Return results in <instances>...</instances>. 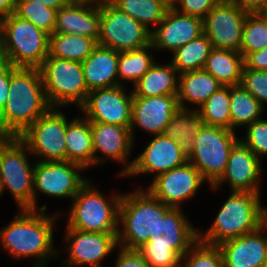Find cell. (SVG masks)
Masks as SVG:
<instances>
[{
  "label": "cell",
  "instance_id": "1",
  "mask_svg": "<svg viewBox=\"0 0 267 267\" xmlns=\"http://www.w3.org/2000/svg\"><path fill=\"white\" fill-rule=\"evenodd\" d=\"M60 212L47 215L46 211L19 209L15 218L0 228L2 250L16 261L27 257L34 259L33 267H47L64 250L55 247L53 236L55 221L66 214Z\"/></svg>",
  "mask_w": 267,
  "mask_h": 267
},
{
  "label": "cell",
  "instance_id": "2",
  "mask_svg": "<svg viewBox=\"0 0 267 267\" xmlns=\"http://www.w3.org/2000/svg\"><path fill=\"white\" fill-rule=\"evenodd\" d=\"M50 108L40 70L11 65L9 96L0 113V132L5 137H19Z\"/></svg>",
  "mask_w": 267,
  "mask_h": 267
},
{
  "label": "cell",
  "instance_id": "3",
  "mask_svg": "<svg viewBox=\"0 0 267 267\" xmlns=\"http://www.w3.org/2000/svg\"><path fill=\"white\" fill-rule=\"evenodd\" d=\"M182 208H171L137 251L150 267H181L183 255L198 241V230Z\"/></svg>",
  "mask_w": 267,
  "mask_h": 267
},
{
  "label": "cell",
  "instance_id": "4",
  "mask_svg": "<svg viewBox=\"0 0 267 267\" xmlns=\"http://www.w3.org/2000/svg\"><path fill=\"white\" fill-rule=\"evenodd\" d=\"M224 203V204H223ZM215 219L206 231L198 230V240L210 245L256 231L264 223L261 192L229 191Z\"/></svg>",
  "mask_w": 267,
  "mask_h": 267
},
{
  "label": "cell",
  "instance_id": "5",
  "mask_svg": "<svg viewBox=\"0 0 267 267\" xmlns=\"http://www.w3.org/2000/svg\"><path fill=\"white\" fill-rule=\"evenodd\" d=\"M170 209L144 186L123 192L119 208L118 246L128 250L139 249L148 242L150 232H154L159 220Z\"/></svg>",
  "mask_w": 267,
  "mask_h": 267
},
{
  "label": "cell",
  "instance_id": "6",
  "mask_svg": "<svg viewBox=\"0 0 267 267\" xmlns=\"http://www.w3.org/2000/svg\"><path fill=\"white\" fill-rule=\"evenodd\" d=\"M122 194L113 192L107 198L89 179L72 199L65 228L82 232L118 233Z\"/></svg>",
  "mask_w": 267,
  "mask_h": 267
},
{
  "label": "cell",
  "instance_id": "7",
  "mask_svg": "<svg viewBox=\"0 0 267 267\" xmlns=\"http://www.w3.org/2000/svg\"><path fill=\"white\" fill-rule=\"evenodd\" d=\"M1 57L16 68H40L49 55V34L14 13L2 17Z\"/></svg>",
  "mask_w": 267,
  "mask_h": 267
},
{
  "label": "cell",
  "instance_id": "8",
  "mask_svg": "<svg viewBox=\"0 0 267 267\" xmlns=\"http://www.w3.org/2000/svg\"><path fill=\"white\" fill-rule=\"evenodd\" d=\"M28 146L19 137H5L0 142V183L8 190L18 209L33 210L34 162Z\"/></svg>",
  "mask_w": 267,
  "mask_h": 267
},
{
  "label": "cell",
  "instance_id": "9",
  "mask_svg": "<svg viewBox=\"0 0 267 267\" xmlns=\"http://www.w3.org/2000/svg\"><path fill=\"white\" fill-rule=\"evenodd\" d=\"M45 95L51 107L75 105L79 109L88 97L82 63L47 57L39 68Z\"/></svg>",
  "mask_w": 267,
  "mask_h": 267
},
{
  "label": "cell",
  "instance_id": "10",
  "mask_svg": "<svg viewBox=\"0 0 267 267\" xmlns=\"http://www.w3.org/2000/svg\"><path fill=\"white\" fill-rule=\"evenodd\" d=\"M237 131L204 125L194 141L188 161L213 186L223 175L231 149L239 141Z\"/></svg>",
  "mask_w": 267,
  "mask_h": 267
},
{
  "label": "cell",
  "instance_id": "11",
  "mask_svg": "<svg viewBox=\"0 0 267 267\" xmlns=\"http://www.w3.org/2000/svg\"><path fill=\"white\" fill-rule=\"evenodd\" d=\"M86 169L70 161H36L33 178V210L47 212L46 202L39 207L37 194L59 199H73L88 182L82 175Z\"/></svg>",
  "mask_w": 267,
  "mask_h": 267
},
{
  "label": "cell",
  "instance_id": "12",
  "mask_svg": "<svg viewBox=\"0 0 267 267\" xmlns=\"http://www.w3.org/2000/svg\"><path fill=\"white\" fill-rule=\"evenodd\" d=\"M63 108L51 107L19 138L36 161H66L65 135L69 118Z\"/></svg>",
  "mask_w": 267,
  "mask_h": 267
},
{
  "label": "cell",
  "instance_id": "13",
  "mask_svg": "<svg viewBox=\"0 0 267 267\" xmlns=\"http://www.w3.org/2000/svg\"><path fill=\"white\" fill-rule=\"evenodd\" d=\"M98 44L117 52L132 51L150 44L151 32L140 22L102 0Z\"/></svg>",
  "mask_w": 267,
  "mask_h": 267
},
{
  "label": "cell",
  "instance_id": "14",
  "mask_svg": "<svg viewBox=\"0 0 267 267\" xmlns=\"http://www.w3.org/2000/svg\"><path fill=\"white\" fill-rule=\"evenodd\" d=\"M63 240L67 257L61 261L65 267H103L102 263L111 253L117 251V234L103 232H82L66 229ZM67 244V245H66ZM116 248V249H115Z\"/></svg>",
  "mask_w": 267,
  "mask_h": 267
},
{
  "label": "cell",
  "instance_id": "15",
  "mask_svg": "<svg viewBox=\"0 0 267 267\" xmlns=\"http://www.w3.org/2000/svg\"><path fill=\"white\" fill-rule=\"evenodd\" d=\"M126 89V85H118L92 90L78 110L90 122L130 127L133 93Z\"/></svg>",
  "mask_w": 267,
  "mask_h": 267
},
{
  "label": "cell",
  "instance_id": "16",
  "mask_svg": "<svg viewBox=\"0 0 267 267\" xmlns=\"http://www.w3.org/2000/svg\"><path fill=\"white\" fill-rule=\"evenodd\" d=\"M248 13L231 0H220L203 19L204 34L212 47L240 52Z\"/></svg>",
  "mask_w": 267,
  "mask_h": 267
},
{
  "label": "cell",
  "instance_id": "17",
  "mask_svg": "<svg viewBox=\"0 0 267 267\" xmlns=\"http://www.w3.org/2000/svg\"><path fill=\"white\" fill-rule=\"evenodd\" d=\"M92 145L94 151V166L108 161H116L124 167L116 176L125 178L131 170L134 160L130 161L134 141L130 127H123L100 122H90ZM101 153V154H100ZM110 159V160H109Z\"/></svg>",
  "mask_w": 267,
  "mask_h": 267
},
{
  "label": "cell",
  "instance_id": "18",
  "mask_svg": "<svg viewBox=\"0 0 267 267\" xmlns=\"http://www.w3.org/2000/svg\"><path fill=\"white\" fill-rule=\"evenodd\" d=\"M205 182L200 172L187 161L152 178L146 189L169 207L182 208L183 202L194 198Z\"/></svg>",
  "mask_w": 267,
  "mask_h": 267
},
{
  "label": "cell",
  "instance_id": "19",
  "mask_svg": "<svg viewBox=\"0 0 267 267\" xmlns=\"http://www.w3.org/2000/svg\"><path fill=\"white\" fill-rule=\"evenodd\" d=\"M263 163L247 146L238 141L230 151L225 172L209 189L217 191L228 183L230 191L261 192Z\"/></svg>",
  "mask_w": 267,
  "mask_h": 267
},
{
  "label": "cell",
  "instance_id": "20",
  "mask_svg": "<svg viewBox=\"0 0 267 267\" xmlns=\"http://www.w3.org/2000/svg\"><path fill=\"white\" fill-rule=\"evenodd\" d=\"M148 141L144 151L133 159L132 168L125 177L143 175L147 178L148 174H154L153 178H155L188 161V157L182 152L177 142L167 138L164 134L154 135Z\"/></svg>",
  "mask_w": 267,
  "mask_h": 267
},
{
  "label": "cell",
  "instance_id": "21",
  "mask_svg": "<svg viewBox=\"0 0 267 267\" xmlns=\"http://www.w3.org/2000/svg\"><path fill=\"white\" fill-rule=\"evenodd\" d=\"M178 108L177 95L133 97L130 130L134 143L138 127L152 136L163 134Z\"/></svg>",
  "mask_w": 267,
  "mask_h": 267
},
{
  "label": "cell",
  "instance_id": "22",
  "mask_svg": "<svg viewBox=\"0 0 267 267\" xmlns=\"http://www.w3.org/2000/svg\"><path fill=\"white\" fill-rule=\"evenodd\" d=\"M204 33L203 20L184 15L176 10H167L164 18L151 31L150 43L154 51L174 52Z\"/></svg>",
  "mask_w": 267,
  "mask_h": 267
},
{
  "label": "cell",
  "instance_id": "23",
  "mask_svg": "<svg viewBox=\"0 0 267 267\" xmlns=\"http://www.w3.org/2000/svg\"><path fill=\"white\" fill-rule=\"evenodd\" d=\"M266 232V233H265ZM224 267H264L267 263V225L218 245Z\"/></svg>",
  "mask_w": 267,
  "mask_h": 267
},
{
  "label": "cell",
  "instance_id": "24",
  "mask_svg": "<svg viewBox=\"0 0 267 267\" xmlns=\"http://www.w3.org/2000/svg\"><path fill=\"white\" fill-rule=\"evenodd\" d=\"M100 19V4H66L57 11L54 33L76 34L98 41Z\"/></svg>",
  "mask_w": 267,
  "mask_h": 267
},
{
  "label": "cell",
  "instance_id": "25",
  "mask_svg": "<svg viewBox=\"0 0 267 267\" xmlns=\"http://www.w3.org/2000/svg\"><path fill=\"white\" fill-rule=\"evenodd\" d=\"M118 58L119 52L98 44L82 62L83 75L89 92L119 85Z\"/></svg>",
  "mask_w": 267,
  "mask_h": 267
},
{
  "label": "cell",
  "instance_id": "26",
  "mask_svg": "<svg viewBox=\"0 0 267 267\" xmlns=\"http://www.w3.org/2000/svg\"><path fill=\"white\" fill-rule=\"evenodd\" d=\"M223 85L204 69L179 74V107L197 110L214 92ZM189 104L195 106L189 107Z\"/></svg>",
  "mask_w": 267,
  "mask_h": 267
},
{
  "label": "cell",
  "instance_id": "27",
  "mask_svg": "<svg viewBox=\"0 0 267 267\" xmlns=\"http://www.w3.org/2000/svg\"><path fill=\"white\" fill-rule=\"evenodd\" d=\"M65 144L66 161L82 165L86 170L94 167L91 124L88 119L78 116L67 122Z\"/></svg>",
  "mask_w": 267,
  "mask_h": 267
},
{
  "label": "cell",
  "instance_id": "28",
  "mask_svg": "<svg viewBox=\"0 0 267 267\" xmlns=\"http://www.w3.org/2000/svg\"><path fill=\"white\" fill-rule=\"evenodd\" d=\"M179 73L172 63L155 62L133 85V97L178 95Z\"/></svg>",
  "mask_w": 267,
  "mask_h": 267
},
{
  "label": "cell",
  "instance_id": "29",
  "mask_svg": "<svg viewBox=\"0 0 267 267\" xmlns=\"http://www.w3.org/2000/svg\"><path fill=\"white\" fill-rule=\"evenodd\" d=\"M203 126V118L197 110L179 107L163 134L177 142L182 152L189 157L194 149V141Z\"/></svg>",
  "mask_w": 267,
  "mask_h": 267
},
{
  "label": "cell",
  "instance_id": "30",
  "mask_svg": "<svg viewBox=\"0 0 267 267\" xmlns=\"http://www.w3.org/2000/svg\"><path fill=\"white\" fill-rule=\"evenodd\" d=\"M243 67L244 57L240 52L212 48L203 69L223 86H233L241 83Z\"/></svg>",
  "mask_w": 267,
  "mask_h": 267
},
{
  "label": "cell",
  "instance_id": "31",
  "mask_svg": "<svg viewBox=\"0 0 267 267\" xmlns=\"http://www.w3.org/2000/svg\"><path fill=\"white\" fill-rule=\"evenodd\" d=\"M96 39L76 34H49V55L82 63L96 48Z\"/></svg>",
  "mask_w": 267,
  "mask_h": 267
},
{
  "label": "cell",
  "instance_id": "32",
  "mask_svg": "<svg viewBox=\"0 0 267 267\" xmlns=\"http://www.w3.org/2000/svg\"><path fill=\"white\" fill-rule=\"evenodd\" d=\"M265 108L241 84L230 86L231 130L261 119Z\"/></svg>",
  "mask_w": 267,
  "mask_h": 267
},
{
  "label": "cell",
  "instance_id": "33",
  "mask_svg": "<svg viewBox=\"0 0 267 267\" xmlns=\"http://www.w3.org/2000/svg\"><path fill=\"white\" fill-rule=\"evenodd\" d=\"M212 48L210 40L203 33L172 52L170 62L179 74L202 70Z\"/></svg>",
  "mask_w": 267,
  "mask_h": 267
},
{
  "label": "cell",
  "instance_id": "34",
  "mask_svg": "<svg viewBox=\"0 0 267 267\" xmlns=\"http://www.w3.org/2000/svg\"><path fill=\"white\" fill-rule=\"evenodd\" d=\"M154 50L151 43L145 47L134 49L132 51L119 52L118 58V80L119 85L124 86L125 82H131L133 85L149 70L156 62Z\"/></svg>",
  "mask_w": 267,
  "mask_h": 267
},
{
  "label": "cell",
  "instance_id": "35",
  "mask_svg": "<svg viewBox=\"0 0 267 267\" xmlns=\"http://www.w3.org/2000/svg\"><path fill=\"white\" fill-rule=\"evenodd\" d=\"M109 1L120 11L140 22L150 32L153 31V26L155 29L167 12V9L158 0Z\"/></svg>",
  "mask_w": 267,
  "mask_h": 267
},
{
  "label": "cell",
  "instance_id": "36",
  "mask_svg": "<svg viewBox=\"0 0 267 267\" xmlns=\"http://www.w3.org/2000/svg\"><path fill=\"white\" fill-rule=\"evenodd\" d=\"M204 125L231 130L230 86L214 92L198 109Z\"/></svg>",
  "mask_w": 267,
  "mask_h": 267
},
{
  "label": "cell",
  "instance_id": "37",
  "mask_svg": "<svg viewBox=\"0 0 267 267\" xmlns=\"http://www.w3.org/2000/svg\"><path fill=\"white\" fill-rule=\"evenodd\" d=\"M267 47V23L259 13H248L243 26L240 53L245 57L248 53Z\"/></svg>",
  "mask_w": 267,
  "mask_h": 267
},
{
  "label": "cell",
  "instance_id": "38",
  "mask_svg": "<svg viewBox=\"0 0 267 267\" xmlns=\"http://www.w3.org/2000/svg\"><path fill=\"white\" fill-rule=\"evenodd\" d=\"M14 14L21 19L30 21L48 34L54 33L57 10L38 2L17 1Z\"/></svg>",
  "mask_w": 267,
  "mask_h": 267
},
{
  "label": "cell",
  "instance_id": "39",
  "mask_svg": "<svg viewBox=\"0 0 267 267\" xmlns=\"http://www.w3.org/2000/svg\"><path fill=\"white\" fill-rule=\"evenodd\" d=\"M182 267H224L223 257L217 245L198 240L182 257Z\"/></svg>",
  "mask_w": 267,
  "mask_h": 267
},
{
  "label": "cell",
  "instance_id": "40",
  "mask_svg": "<svg viewBox=\"0 0 267 267\" xmlns=\"http://www.w3.org/2000/svg\"><path fill=\"white\" fill-rule=\"evenodd\" d=\"M245 137H239V141L249 147L262 161L267 157V119L255 120L252 124L245 126ZM243 137V138H241Z\"/></svg>",
  "mask_w": 267,
  "mask_h": 267
},
{
  "label": "cell",
  "instance_id": "41",
  "mask_svg": "<svg viewBox=\"0 0 267 267\" xmlns=\"http://www.w3.org/2000/svg\"><path fill=\"white\" fill-rule=\"evenodd\" d=\"M265 108L267 104V71L243 67L240 83Z\"/></svg>",
  "mask_w": 267,
  "mask_h": 267
},
{
  "label": "cell",
  "instance_id": "42",
  "mask_svg": "<svg viewBox=\"0 0 267 267\" xmlns=\"http://www.w3.org/2000/svg\"><path fill=\"white\" fill-rule=\"evenodd\" d=\"M220 0H180L176 11L202 20Z\"/></svg>",
  "mask_w": 267,
  "mask_h": 267
},
{
  "label": "cell",
  "instance_id": "43",
  "mask_svg": "<svg viewBox=\"0 0 267 267\" xmlns=\"http://www.w3.org/2000/svg\"><path fill=\"white\" fill-rule=\"evenodd\" d=\"M118 249L114 267H150L137 250Z\"/></svg>",
  "mask_w": 267,
  "mask_h": 267
},
{
  "label": "cell",
  "instance_id": "44",
  "mask_svg": "<svg viewBox=\"0 0 267 267\" xmlns=\"http://www.w3.org/2000/svg\"><path fill=\"white\" fill-rule=\"evenodd\" d=\"M11 77V64L2 60L0 62V113L3 111L9 96Z\"/></svg>",
  "mask_w": 267,
  "mask_h": 267
},
{
  "label": "cell",
  "instance_id": "45",
  "mask_svg": "<svg viewBox=\"0 0 267 267\" xmlns=\"http://www.w3.org/2000/svg\"><path fill=\"white\" fill-rule=\"evenodd\" d=\"M244 66L253 70L267 71V47L259 51L248 53L244 57Z\"/></svg>",
  "mask_w": 267,
  "mask_h": 267
},
{
  "label": "cell",
  "instance_id": "46",
  "mask_svg": "<svg viewBox=\"0 0 267 267\" xmlns=\"http://www.w3.org/2000/svg\"><path fill=\"white\" fill-rule=\"evenodd\" d=\"M240 6L243 10L249 13L260 12L267 2V0H231Z\"/></svg>",
  "mask_w": 267,
  "mask_h": 267
},
{
  "label": "cell",
  "instance_id": "47",
  "mask_svg": "<svg viewBox=\"0 0 267 267\" xmlns=\"http://www.w3.org/2000/svg\"><path fill=\"white\" fill-rule=\"evenodd\" d=\"M17 0H0V17L14 13Z\"/></svg>",
  "mask_w": 267,
  "mask_h": 267
},
{
  "label": "cell",
  "instance_id": "48",
  "mask_svg": "<svg viewBox=\"0 0 267 267\" xmlns=\"http://www.w3.org/2000/svg\"><path fill=\"white\" fill-rule=\"evenodd\" d=\"M17 1H28V2H38L43 4L46 7H49L54 10H59L61 7H64L67 3L65 0H17Z\"/></svg>",
  "mask_w": 267,
  "mask_h": 267
},
{
  "label": "cell",
  "instance_id": "49",
  "mask_svg": "<svg viewBox=\"0 0 267 267\" xmlns=\"http://www.w3.org/2000/svg\"><path fill=\"white\" fill-rule=\"evenodd\" d=\"M167 10H175L180 0H158Z\"/></svg>",
  "mask_w": 267,
  "mask_h": 267
},
{
  "label": "cell",
  "instance_id": "50",
  "mask_svg": "<svg viewBox=\"0 0 267 267\" xmlns=\"http://www.w3.org/2000/svg\"><path fill=\"white\" fill-rule=\"evenodd\" d=\"M102 0H65L67 4H85V5H95L99 4Z\"/></svg>",
  "mask_w": 267,
  "mask_h": 267
},
{
  "label": "cell",
  "instance_id": "51",
  "mask_svg": "<svg viewBox=\"0 0 267 267\" xmlns=\"http://www.w3.org/2000/svg\"><path fill=\"white\" fill-rule=\"evenodd\" d=\"M264 223L267 225V207L264 206Z\"/></svg>",
  "mask_w": 267,
  "mask_h": 267
},
{
  "label": "cell",
  "instance_id": "52",
  "mask_svg": "<svg viewBox=\"0 0 267 267\" xmlns=\"http://www.w3.org/2000/svg\"><path fill=\"white\" fill-rule=\"evenodd\" d=\"M259 13H265V14H267V2L265 4V7Z\"/></svg>",
  "mask_w": 267,
  "mask_h": 267
},
{
  "label": "cell",
  "instance_id": "53",
  "mask_svg": "<svg viewBox=\"0 0 267 267\" xmlns=\"http://www.w3.org/2000/svg\"><path fill=\"white\" fill-rule=\"evenodd\" d=\"M1 23H2V17H0V47H1Z\"/></svg>",
  "mask_w": 267,
  "mask_h": 267
},
{
  "label": "cell",
  "instance_id": "54",
  "mask_svg": "<svg viewBox=\"0 0 267 267\" xmlns=\"http://www.w3.org/2000/svg\"><path fill=\"white\" fill-rule=\"evenodd\" d=\"M5 138V136L0 132V142Z\"/></svg>",
  "mask_w": 267,
  "mask_h": 267
},
{
  "label": "cell",
  "instance_id": "55",
  "mask_svg": "<svg viewBox=\"0 0 267 267\" xmlns=\"http://www.w3.org/2000/svg\"><path fill=\"white\" fill-rule=\"evenodd\" d=\"M265 19H266V23H267V14L265 13H260Z\"/></svg>",
  "mask_w": 267,
  "mask_h": 267
},
{
  "label": "cell",
  "instance_id": "56",
  "mask_svg": "<svg viewBox=\"0 0 267 267\" xmlns=\"http://www.w3.org/2000/svg\"><path fill=\"white\" fill-rule=\"evenodd\" d=\"M3 196L2 188H1V183H0V197Z\"/></svg>",
  "mask_w": 267,
  "mask_h": 267
},
{
  "label": "cell",
  "instance_id": "57",
  "mask_svg": "<svg viewBox=\"0 0 267 267\" xmlns=\"http://www.w3.org/2000/svg\"><path fill=\"white\" fill-rule=\"evenodd\" d=\"M2 61V57H1V49H0V62Z\"/></svg>",
  "mask_w": 267,
  "mask_h": 267
}]
</instances>
